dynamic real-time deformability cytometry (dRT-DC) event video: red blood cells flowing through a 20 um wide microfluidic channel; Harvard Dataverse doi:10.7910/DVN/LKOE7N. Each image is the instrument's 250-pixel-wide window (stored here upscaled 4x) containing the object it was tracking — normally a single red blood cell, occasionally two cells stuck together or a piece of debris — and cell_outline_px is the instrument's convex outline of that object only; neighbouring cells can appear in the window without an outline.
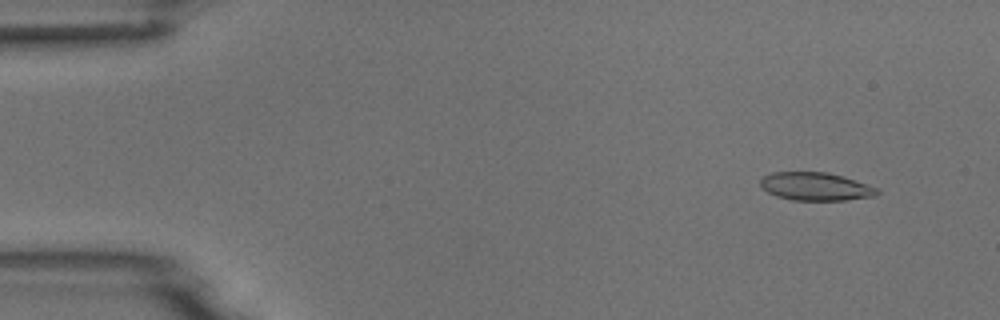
{"species": "common noctule bat (a hibernating species)", "species_latin": "Nyctalus noctula", "temperature_condition": "room temperature", "stored_images_in_passage": 5, "camera_frame_rate_fps": 3000, "um_per_image_px": 0.085, "animal": {"sex": "male", "body_mass_g": 18.8}, "frame": {"image": 1, "passage_image": 2, "time_ms": 1.333, "image_size_px": [1000, 320], "cell_outline_px": [[880, 192], [876, 196], [844, 200], [792, 200], [776, 196], [768, 192], [760, 184], [760, 180], [764, 176], [772, 172], [828, 172], [880, 188]], "centroid_in_image_um": [69.35, 15.85], "position_along_channel_um": 15.6, "area_um2": 19.07}}
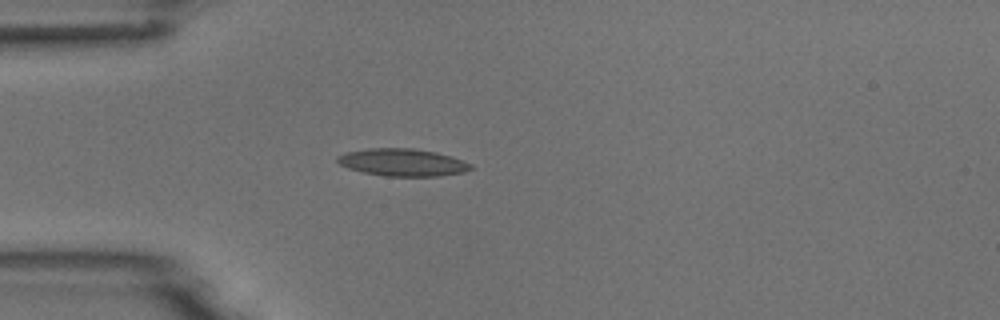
{"frame": {"image": 2, "passage_image": 5, "time_ms": 4.667, "image_size_px": [1000, 320], "cell_outline_px": [[472, 168], [464, 172], [440, 176], [384, 176], [364, 172], [348, 168], [340, 164], [336, 160], [336, 156], [344, 152], [372, 148], [412, 148], [436, 152], [452, 156], [472, 164]], "centroid_in_image_um": [34.21, 13.8], "position_along_channel_um": 50.8, "area_um2": 21.33}}